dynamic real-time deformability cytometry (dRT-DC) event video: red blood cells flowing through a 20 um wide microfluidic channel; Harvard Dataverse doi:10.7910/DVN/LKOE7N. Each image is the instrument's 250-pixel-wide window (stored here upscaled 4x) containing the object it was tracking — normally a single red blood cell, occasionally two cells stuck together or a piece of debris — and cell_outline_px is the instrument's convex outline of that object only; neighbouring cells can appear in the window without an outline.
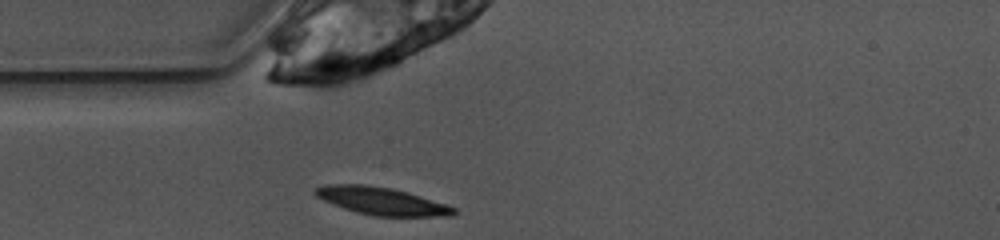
{"species": "common noctule bat (a hibernating species)", "species_latin": "Nyctalus noctula", "temperature_condition": "warm", "stored_images_in_passage": 39, "camera_frame_rate_fps": 3000, "um_per_image_px": 0.085, "animal": {"sex": "female", "body_mass_g": 10.0, "forearm_length_mm": 53.1}, "frame": {"image": 1, "passage_image": 1, "time_ms": 0.0, "image_size_px": [1000, 240], "cell_outline_px": [[456, 212], [452, 216], [376, 216], [356, 212], [344, 208], [324, 200], [316, 196], [312, 192], [312, 188], [324, 184], [364, 184], [392, 188], [408, 192], [448, 204], [456, 208]], "centroid_in_image_um": [32.43, 17.07], "position_along_channel_um": 52.6, "area_um2": 22.43}}
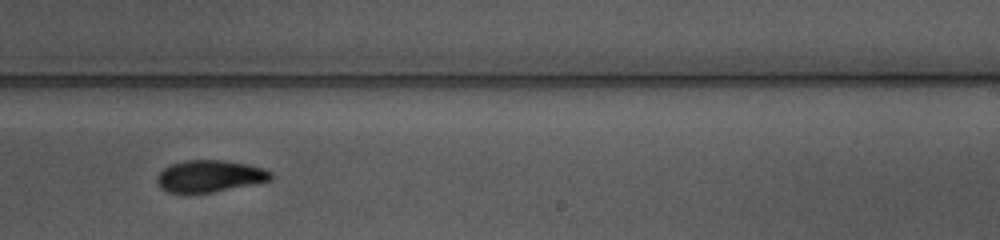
{"frame": {"image": 2, "passage_image": 18, "time_ms": 5.667, "image_size_px": [1000, 240], "cell_outline_px": [[272, 180], [212, 192], [184, 196], [168, 192], [160, 188], [156, 184], [156, 176], [164, 168], [172, 164], [184, 160], [224, 160], [248, 164], [264, 168], [272, 172]], "centroid_in_image_um": [17.76, 15.0], "position_along_channel_um": 271.2, "area_um2": 21.73}}
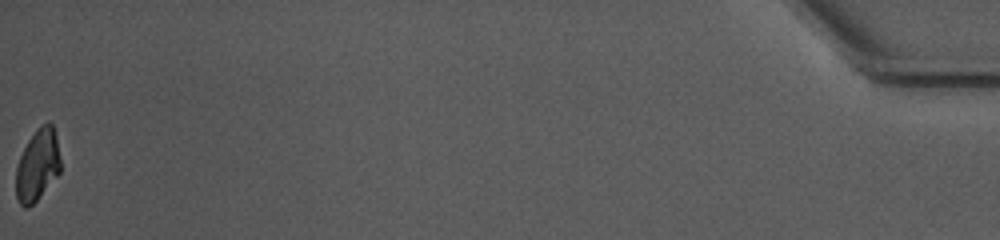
{"frame": {"image": 3, "passage_image": 39, "time_ms": 12.667, "image_size_px": [1000, 240], "cell_outline_px": [[60, 172], [36, 200], [28, 208], [24, 208], [20, 204], [16, 196], [16, 168], [20, 156], [28, 140], [36, 128], [40, 124], [48, 120], [52, 124], [56, 136], [60, 160]], "centroid_in_image_um": [3.18, 14.0], "position_along_channel_um": 432.0, "area_um2": 18.55}, "authors_computed_cell_mechanics": {"area_um2": 21.386, "velocity_mm_per_s": 3.8796, "shape_relaxation_time_tau1_ms": 4.8365, "shape_relaxation_time_tau2_ms": 3.1802, "deformation_change_tau1": 0.1576, "deformation_change_tau2": 0.0653}}